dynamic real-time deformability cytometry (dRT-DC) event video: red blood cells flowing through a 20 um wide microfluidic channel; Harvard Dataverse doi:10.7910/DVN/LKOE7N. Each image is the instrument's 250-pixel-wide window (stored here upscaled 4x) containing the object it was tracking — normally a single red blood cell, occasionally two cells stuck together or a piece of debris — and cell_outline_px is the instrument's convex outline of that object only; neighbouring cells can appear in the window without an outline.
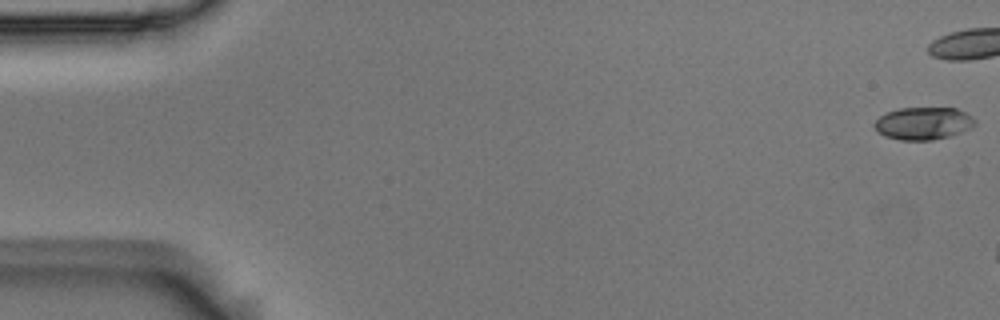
{"species": "Egyptian fruit bat (a non-hibernating species)", "species_latin": "Rousettus aegyptiacus", "temperature_condition": "room temperature", "stored_images_in_passage": 13, "camera_frame_rate_fps": 3000, "um_per_image_px": 0.085, "animal": {"sex": "male"}, "frame": {"image": 1, "passage_image": 1, "time_ms": 0.0, "image_size_px": [1000, 320], "cell_outline_px": [[976, 124], [960, 132], [948, 136], [932, 140], [900, 140], [884, 136], [876, 132], [872, 124], [880, 116], [888, 112], [900, 108], [956, 108], [972, 116], [976, 120]], "centroid_in_image_um": [78.44, 10.49], "position_along_channel_um": 6.6, "area_um2": 19.02}}